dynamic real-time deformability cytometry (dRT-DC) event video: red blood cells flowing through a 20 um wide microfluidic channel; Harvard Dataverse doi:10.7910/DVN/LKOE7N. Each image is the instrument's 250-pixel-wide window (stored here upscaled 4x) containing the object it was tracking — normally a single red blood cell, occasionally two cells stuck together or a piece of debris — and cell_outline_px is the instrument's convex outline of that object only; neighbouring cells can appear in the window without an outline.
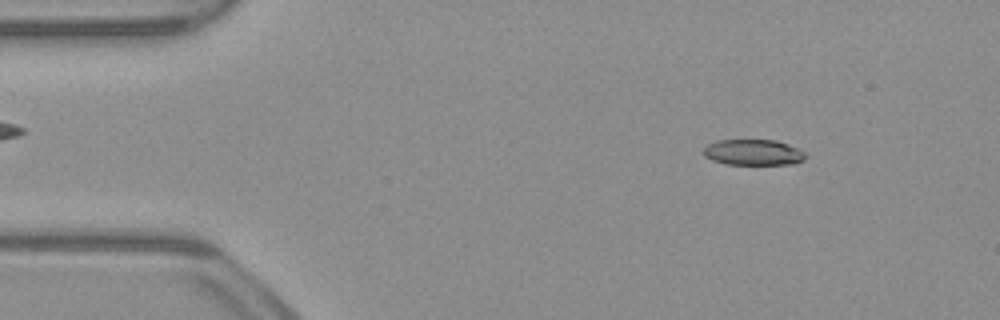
{"species": "common noctule bat (a hibernating species)", "species_latin": "Nyctalus noctula", "temperature_condition": "warm", "stored_images_in_passage": 51, "camera_frame_rate_fps": 3000, "um_per_image_px": 0.085, "animal": {"sex": "male", "body_mass_g": 23.1, "forearm_length_mm": 52.7}, "frame": {"image": 1, "passage_image": 6, "time_ms": 1.667, "image_size_px": [1000, 320], "cell_outline_px": [[808, 156], [804, 160], [796, 164], [724, 164], [712, 160], [704, 156], [704, 148], [708, 144], [716, 140], [776, 140], [788, 144], [804, 152]], "centroid_in_image_um": [64.04, 12.95], "position_along_channel_um": 21.0, "area_um2": 15.43}}
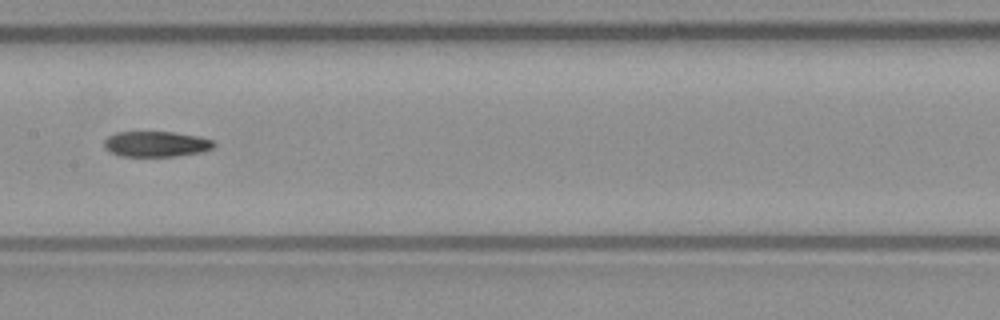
{"frame": {"image": 2, "passage_image": 25, "time_ms": 8.0, "image_size_px": [1000, 320], "cell_outline_px": [[216, 144], [212, 148], [204, 152], [176, 156], [120, 156], [104, 148], [104, 140], [108, 136], [116, 132], [172, 132], [200, 136], [212, 140]], "centroid_in_image_um": [13.29, 12.24], "position_along_channel_um": 194.1, "area_um2": 16.42}}
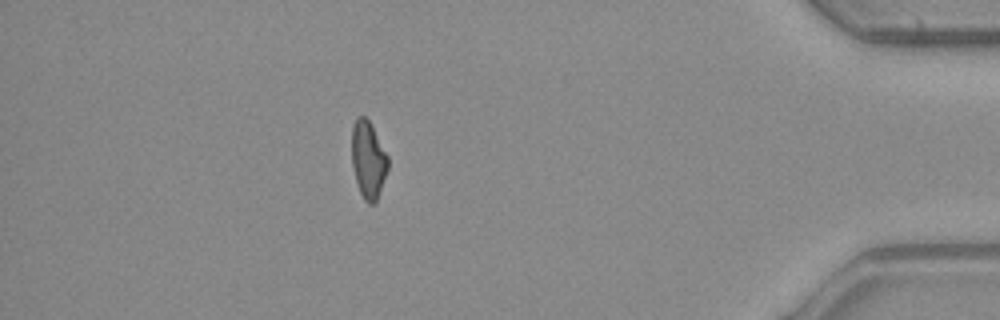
{"frame": {"image": 3, "passage_image": 45, "time_ms": 14.667, "image_size_px": [1000, 320], "cell_outline_px": [[388, 168], [376, 200], [372, 204], [368, 204], [364, 200], [360, 192], [356, 180], [352, 164], [352, 128], [356, 116], [364, 116], [368, 120], [388, 156]], "centroid_in_image_um": [31.28, 13.57], "position_along_channel_um": 403.9, "area_um2": 15.95}}